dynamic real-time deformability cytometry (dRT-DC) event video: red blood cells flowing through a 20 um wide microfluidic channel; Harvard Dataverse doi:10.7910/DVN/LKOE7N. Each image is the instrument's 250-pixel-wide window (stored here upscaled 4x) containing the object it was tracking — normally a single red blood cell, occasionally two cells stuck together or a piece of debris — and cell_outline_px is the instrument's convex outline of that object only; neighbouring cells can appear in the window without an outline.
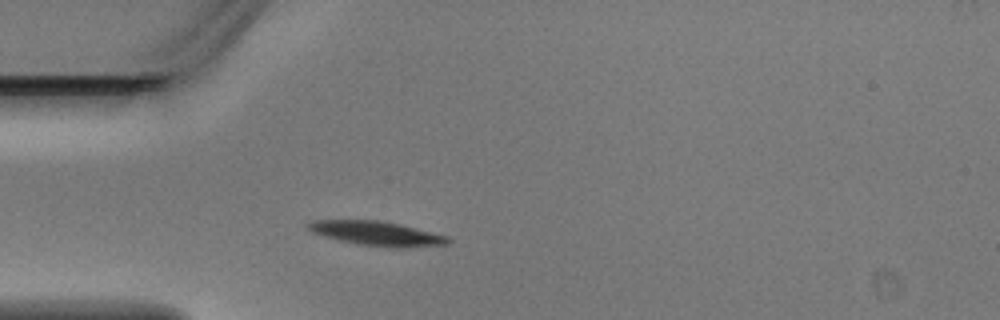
{"species": "Egyptian fruit bat (a non-hibernating species)", "species_latin": "Rousettus aegyptiacus", "temperature_condition": "warm", "stored_images_in_passage": 1, "camera_frame_rate_fps": 3000, "um_per_image_px": 0.085, "animal": {"sex": "male"}, "frame": {"image": 1, "passage_image": 1, "time_ms": 0.0, "image_size_px": [1000, 320], "cell_outline_px": [[452, 240], [448, 244], [404, 248], [396, 248], [356, 244], [324, 236], [312, 232], [304, 224], [312, 220], [380, 220], [400, 224], [448, 236]], "centroid_in_image_um": [32.03, 19.84], "position_along_channel_um": 53.0, "area_um2": 19.94}}